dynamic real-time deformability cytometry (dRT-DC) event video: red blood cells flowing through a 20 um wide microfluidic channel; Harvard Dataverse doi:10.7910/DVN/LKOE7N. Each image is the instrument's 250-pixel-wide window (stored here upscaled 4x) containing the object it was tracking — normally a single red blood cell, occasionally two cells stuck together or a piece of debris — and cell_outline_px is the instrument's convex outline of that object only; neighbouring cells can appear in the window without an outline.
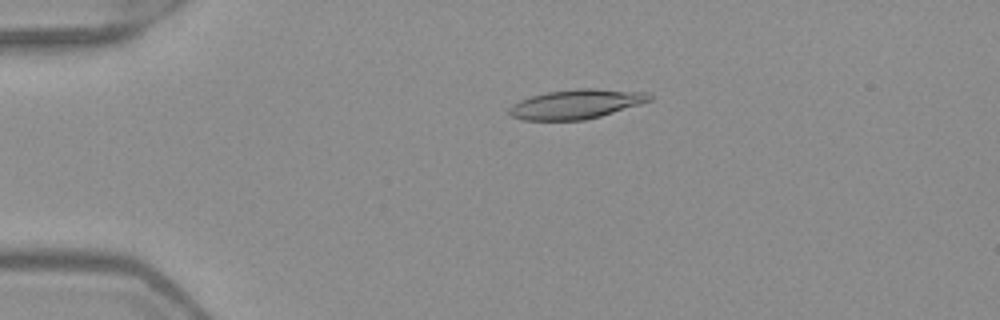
{"species": "Egyptian fruit bat (a non-hibernating species)", "species_latin": "Rousettus aegyptiacus", "temperature_condition": "warm", "stored_images_in_passage": 52, "camera_frame_rate_fps": 3000, "um_per_image_px": 0.085, "frame": {"image": 1, "passage_image": 12, "time_ms": 3.667, "image_size_px": [1000, 320], "cell_outline_px": [[652, 100], [640, 104], [600, 116], [584, 120], [524, 120], [512, 116], [508, 112], [508, 108], [512, 104], [520, 100], [532, 96], [548, 92], [580, 88], [596, 88], [648, 92], [652, 96]], "centroid_in_image_um": [48.99, 8.84], "position_along_channel_um": 36.0, "area_um2": 23.99}}
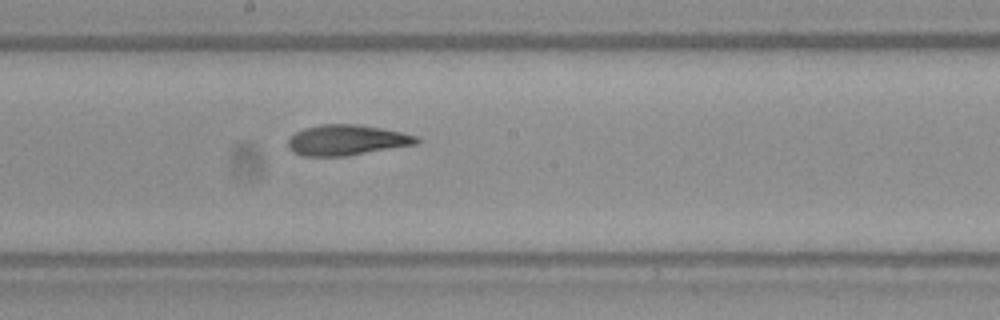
{"frame": {"image": 2, "passage_image": 29, "time_ms": 9.333, "image_size_px": [1000, 320], "cell_outline_px": [[420, 140], [416, 144], [344, 156], [304, 156], [292, 152], [288, 148], [288, 140], [296, 132], [304, 128], [320, 124], [356, 124], [380, 128], [420, 136]], "centroid_in_image_um": [29.45, 11.9], "position_along_channel_um": 218.8, "area_um2": 22.72}}
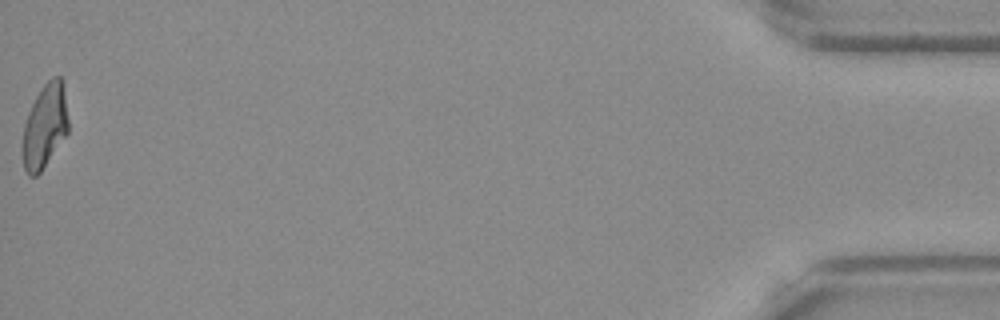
{"frame": {"image": 3, "passage_image": 52, "time_ms": 17.0, "image_size_px": [1000, 320], "cell_outline_px": [[68, 132], [40, 172], [36, 176], [28, 176], [24, 168], [24, 124], [28, 112], [36, 96], [44, 84], [52, 76], [60, 76], [64, 96], [68, 120]], "centroid_in_image_um": [3.81, 10.72], "position_along_channel_um": 431.4, "area_um2": 21.68}, "authors_computed_cell_mechanics": {"area_um2": 23.2067, "velocity_mm_per_s": 3.9939, "shape_relaxation_time_tau1_ms": 10.1141, "shape_relaxation_time_tau2_ms": 2.4511, "deformation_change_tau1": 0.295, "deformation_change_tau2": 0.1016}}